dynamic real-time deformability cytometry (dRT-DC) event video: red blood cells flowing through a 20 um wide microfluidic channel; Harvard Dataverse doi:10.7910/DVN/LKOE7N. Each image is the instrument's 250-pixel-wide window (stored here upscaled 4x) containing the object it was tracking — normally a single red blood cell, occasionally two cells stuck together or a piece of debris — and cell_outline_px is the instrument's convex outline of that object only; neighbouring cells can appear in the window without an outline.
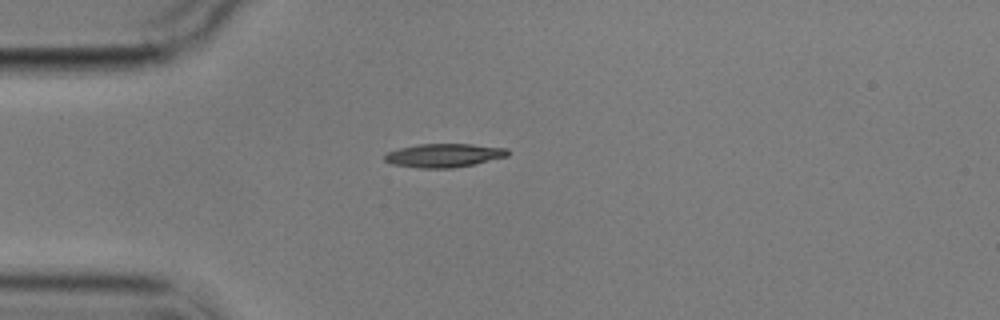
{"species": "common noctule bat (a hibernating species)", "species_latin": "Nyctalus noctula", "temperature_condition": "cold", "stored_images_in_passage": 2, "camera_frame_rate_fps": 3000, "um_per_image_px": 0.085, "animal": {"sex": "male", "body_mass_g": 17.9}, "frame": {"image": 1, "passage_image": 2, "time_ms": 3.333, "image_size_px": [1000, 320], "cell_outline_px": [[508, 156], [472, 164], [452, 168], [420, 168], [392, 164], [384, 160], [384, 156], [388, 152], [400, 148], [416, 144], [472, 144], [508, 148]], "centroid_in_image_um": [37.72, 13.2], "position_along_channel_um": 47.3, "area_um2": 16.82}}